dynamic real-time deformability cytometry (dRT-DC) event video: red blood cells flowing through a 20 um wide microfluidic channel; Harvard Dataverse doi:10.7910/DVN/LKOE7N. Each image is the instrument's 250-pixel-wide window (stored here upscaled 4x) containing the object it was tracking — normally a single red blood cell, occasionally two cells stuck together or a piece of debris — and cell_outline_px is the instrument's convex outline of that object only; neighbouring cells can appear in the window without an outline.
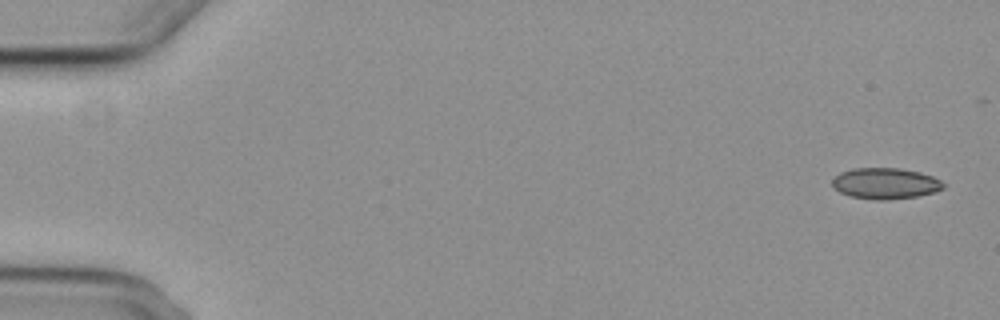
{"species": "common noctule bat (a hibernating species)", "species_latin": "Nyctalus noctula", "temperature_condition": "cold", "stored_images_in_passage": 9, "camera_frame_rate_fps": 3000, "um_per_image_px": 0.085, "animal": {"sex": "female", "body_mass_g": 29.2, "forearm_length_mm": 56.3}, "frame": {"image": 1, "passage_image": 1, "time_ms": 0.0, "image_size_px": [1000, 320], "cell_outline_px": [[944, 188], [936, 192], [920, 196], [888, 200], [876, 200], [848, 196], [832, 188], [832, 180], [840, 172], [852, 168], [900, 168], [920, 172], [932, 176], [940, 180], [944, 184]], "centroid_in_image_um": [75.25, 15.6], "position_along_channel_um": 9.8, "area_um2": 20.4}}
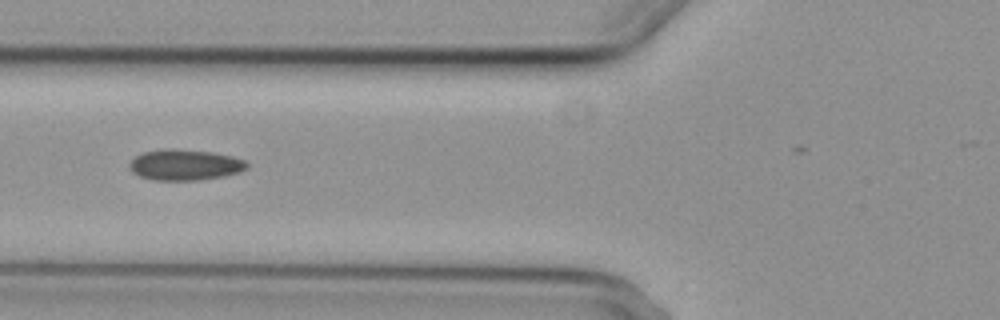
{"frame": {"image": 2, "passage_image": 6, "time_ms": 6.667, "image_size_px": [1000, 320], "cell_outline_px": [[248, 168], [240, 172], [224, 176], [200, 180], [152, 180], [140, 176], [132, 172], [128, 164], [136, 156], [144, 152], [164, 148], [176, 148], [212, 152], [232, 156], [244, 160], [248, 164]], "centroid_in_image_um": [15.72, 14.01], "position_along_channel_um": 110.1, "area_um2": 21.27}}
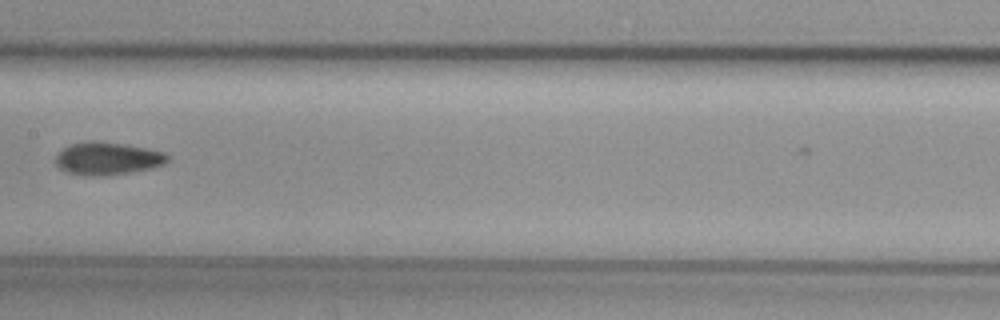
{"frame": {"image": 3, "passage_image": 8, "time_ms": 9.0, "image_size_px": [1000, 320], "cell_outline_px": [[168, 160], [164, 164], [152, 168], [108, 176], [84, 176], [68, 172], [60, 168], [52, 160], [68, 144], [92, 140], [124, 144], [164, 152], [168, 156]], "centroid_in_image_um": [9.1, 13.48], "position_along_channel_um": 198.3, "area_um2": 21.44}}